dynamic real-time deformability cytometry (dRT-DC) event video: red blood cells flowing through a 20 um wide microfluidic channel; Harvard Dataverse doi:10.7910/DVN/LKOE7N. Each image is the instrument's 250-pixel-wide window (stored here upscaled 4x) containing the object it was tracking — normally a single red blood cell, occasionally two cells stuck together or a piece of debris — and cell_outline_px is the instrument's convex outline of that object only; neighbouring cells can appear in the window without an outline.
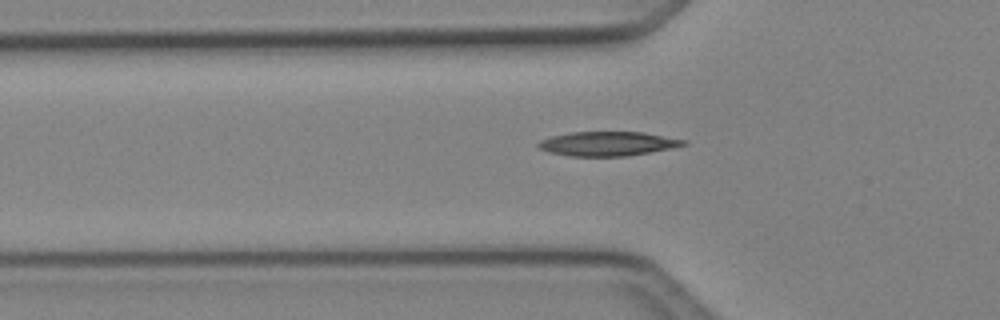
{"species": "Egyptian fruit bat (a non-hibernating species)", "species_latin": "Rousettus aegyptiacus", "temperature_condition": "cold", "stored_images_in_passage": 33, "camera_frame_rate_fps": 3000, "um_per_image_px": 0.085, "animal": {"sex": "female"}, "frame": {"image": 1, "passage_image": 5, "time_ms": 1.333, "image_size_px": [1000, 320], "cell_outline_px": [[688, 144], [672, 148], [628, 156], [568, 156], [548, 152], [540, 148], [536, 144], [540, 140], [552, 136], [572, 132], [644, 132], [688, 140]], "centroid_in_image_um": [51.68, 12.21], "position_along_channel_um": 74.1, "area_um2": 20.63}}
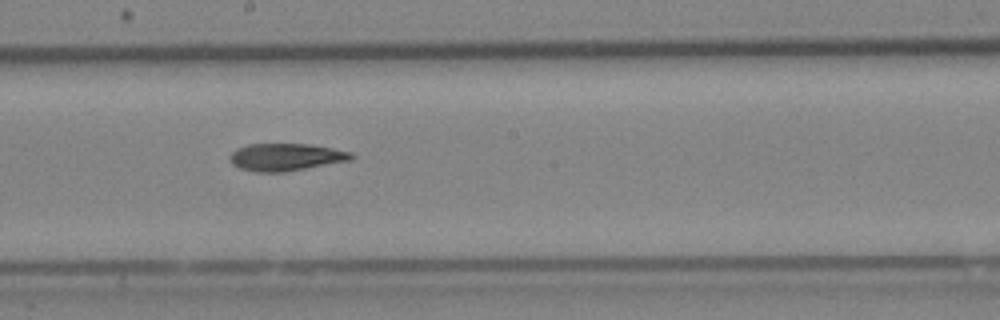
{"frame": {"image": 2, "passage_image": 16, "time_ms": 5.0, "image_size_px": [1000, 320], "cell_outline_px": [[356, 156], [352, 160], [284, 172], [256, 172], [240, 168], [232, 164], [228, 156], [236, 148], [248, 144], [308, 144], [332, 148], [352, 152]], "centroid_in_image_um": [24.3, 13.35], "position_along_channel_um": 223.9, "area_um2": 19.48}}
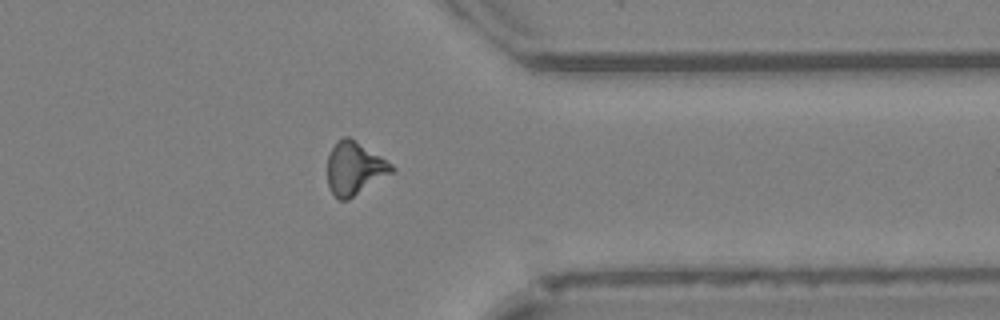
{"frame": {"image": 3, "passage_image": 28, "time_ms": 9.0, "image_size_px": [1000, 320], "cell_outline_px": [[396, 168], [392, 172], [348, 200], [340, 200], [332, 192], [328, 184], [328, 156], [336, 140], [344, 136], [348, 136], [380, 156], [392, 164]], "centroid_in_image_um": [30.12, 14.3], "position_along_channel_um": 381.3, "area_um2": 19.48}}